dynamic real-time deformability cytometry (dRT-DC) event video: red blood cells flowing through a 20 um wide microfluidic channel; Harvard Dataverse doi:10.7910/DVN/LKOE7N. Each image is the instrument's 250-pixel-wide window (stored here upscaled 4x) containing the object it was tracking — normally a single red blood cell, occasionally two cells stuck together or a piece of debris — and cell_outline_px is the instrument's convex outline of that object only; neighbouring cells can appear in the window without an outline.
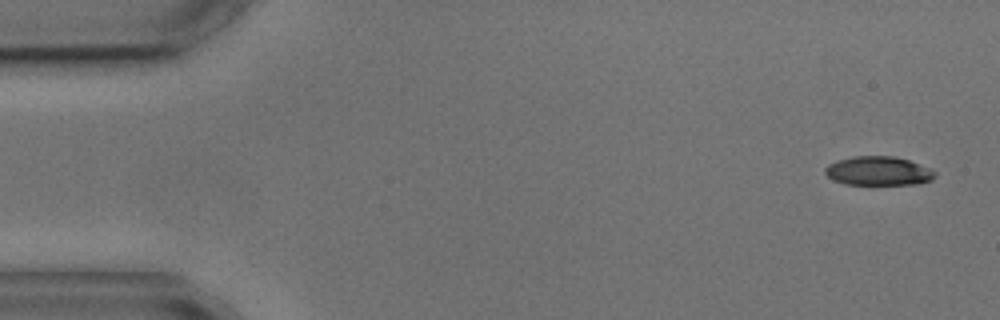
{"species": "common noctule bat (a hibernating species)", "species_latin": "Nyctalus noctula", "temperature_condition": "cold", "stored_images_in_passage": 7, "camera_frame_rate_fps": 3000, "um_per_image_px": 0.085, "animal": {"sex": "male", "body_mass_g": 17.9, "forearm_length_mm": 54.2}, "frame": {"image": 1, "passage_image": 1, "time_ms": 0.0, "image_size_px": [1000, 320], "cell_outline_px": [[936, 176], [932, 180], [916, 184], [844, 184], [832, 180], [824, 172], [824, 168], [828, 164], [836, 160], [852, 156], [892, 156], [908, 160], [932, 168], [936, 172]], "centroid_in_image_um": [74.65, 14.53], "position_along_channel_um": 10.3, "area_um2": 18.73}}
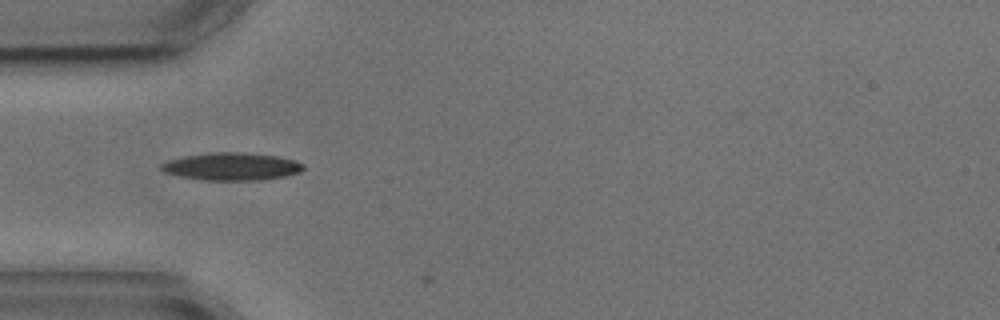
{"frame": {"image": 2, "passage_image": 5, "time_ms": 4.667, "image_size_px": [1000, 320], "cell_outline_px": [[304, 168], [300, 172], [284, 176], [260, 180], [204, 180], [180, 176], [164, 172], [160, 168], [160, 164], [168, 160], [184, 156], [212, 152], [244, 152], [280, 156], [296, 160], [304, 164]], "centroid_in_image_um": [19.71, 14.14], "position_along_channel_um": 65.3, "area_um2": 23.0}}